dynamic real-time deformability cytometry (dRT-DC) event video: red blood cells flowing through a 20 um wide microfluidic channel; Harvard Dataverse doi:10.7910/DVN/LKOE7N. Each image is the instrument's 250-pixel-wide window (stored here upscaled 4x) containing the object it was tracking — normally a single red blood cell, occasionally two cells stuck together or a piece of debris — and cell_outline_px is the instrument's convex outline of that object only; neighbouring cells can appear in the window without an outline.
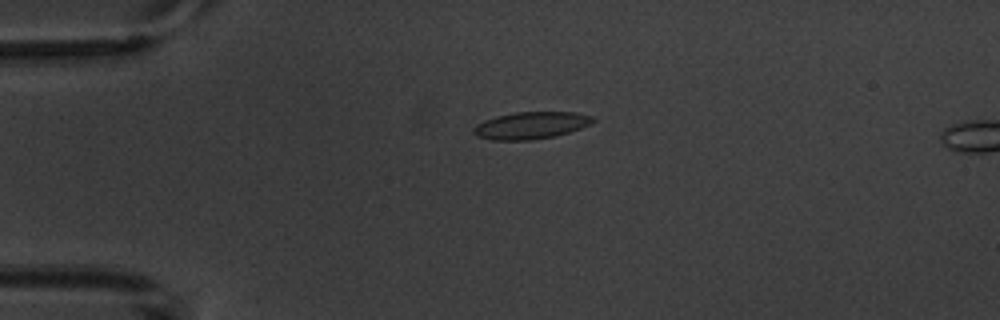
{"species": "common noctule bat (a hibernating species)", "species_latin": "Nyctalus noctula", "temperature_condition": "warm", "stored_images_in_passage": 4, "camera_frame_rate_fps": 3000, "um_per_image_px": 0.085, "animal": {"sex": "male", "body_mass_g": 20.1, "forearm_length_mm": 53.5}, "frame": {"image": 1, "passage_image": 2, "time_ms": 1.0, "image_size_px": [1000, 320], "cell_outline_px": [[596, 120], [592, 124], [556, 136], [532, 140], [492, 140], [476, 136], [472, 132], [472, 128], [476, 124], [484, 120], [496, 116], [516, 112], [576, 112], [592, 116]], "centroid_in_image_um": [45.11, 10.66], "position_along_channel_um": 39.9, "area_um2": 19.02}}